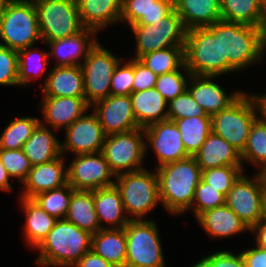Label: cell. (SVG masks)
<instances>
[{
    "label": "cell",
    "instance_id": "cell-20",
    "mask_svg": "<svg viewBox=\"0 0 266 267\" xmlns=\"http://www.w3.org/2000/svg\"><path fill=\"white\" fill-rule=\"evenodd\" d=\"M64 154L42 164L33 165L23 182L24 188L21 197L32 199L39 193L53 190L67 183V167L64 164Z\"/></svg>",
    "mask_w": 266,
    "mask_h": 267
},
{
    "label": "cell",
    "instance_id": "cell-48",
    "mask_svg": "<svg viewBox=\"0 0 266 267\" xmlns=\"http://www.w3.org/2000/svg\"><path fill=\"white\" fill-rule=\"evenodd\" d=\"M192 267H245L241 252L233 254L230 251H218L211 253L199 260Z\"/></svg>",
    "mask_w": 266,
    "mask_h": 267
},
{
    "label": "cell",
    "instance_id": "cell-37",
    "mask_svg": "<svg viewBox=\"0 0 266 267\" xmlns=\"http://www.w3.org/2000/svg\"><path fill=\"white\" fill-rule=\"evenodd\" d=\"M185 46L164 48L142 55L139 60L157 76L178 70L184 63Z\"/></svg>",
    "mask_w": 266,
    "mask_h": 267
},
{
    "label": "cell",
    "instance_id": "cell-4",
    "mask_svg": "<svg viewBox=\"0 0 266 267\" xmlns=\"http://www.w3.org/2000/svg\"><path fill=\"white\" fill-rule=\"evenodd\" d=\"M184 58L191 75L222 74L221 20L211 26L187 30Z\"/></svg>",
    "mask_w": 266,
    "mask_h": 267
},
{
    "label": "cell",
    "instance_id": "cell-40",
    "mask_svg": "<svg viewBox=\"0 0 266 267\" xmlns=\"http://www.w3.org/2000/svg\"><path fill=\"white\" fill-rule=\"evenodd\" d=\"M73 190L74 188L66 183L53 190L39 193L32 200L55 219H65Z\"/></svg>",
    "mask_w": 266,
    "mask_h": 267
},
{
    "label": "cell",
    "instance_id": "cell-33",
    "mask_svg": "<svg viewBox=\"0 0 266 267\" xmlns=\"http://www.w3.org/2000/svg\"><path fill=\"white\" fill-rule=\"evenodd\" d=\"M20 201L26 216V224L23 228L26 244L35 249L54 227L57 219L49 215L32 199L20 197Z\"/></svg>",
    "mask_w": 266,
    "mask_h": 267
},
{
    "label": "cell",
    "instance_id": "cell-24",
    "mask_svg": "<svg viewBox=\"0 0 266 267\" xmlns=\"http://www.w3.org/2000/svg\"><path fill=\"white\" fill-rule=\"evenodd\" d=\"M82 25L99 32L108 24L120 22L122 0H77Z\"/></svg>",
    "mask_w": 266,
    "mask_h": 267
},
{
    "label": "cell",
    "instance_id": "cell-14",
    "mask_svg": "<svg viewBox=\"0 0 266 267\" xmlns=\"http://www.w3.org/2000/svg\"><path fill=\"white\" fill-rule=\"evenodd\" d=\"M67 167V183L74 190L94 191L114 185L116 177L102 152L75 155Z\"/></svg>",
    "mask_w": 266,
    "mask_h": 267
},
{
    "label": "cell",
    "instance_id": "cell-5",
    "mask_svg": "<svg viewBox=\"0 0 266 267\" xmlns=\"http://www.w3.org/2000/svg\"><path fill=\"white\" fill-rule=\"evenodd\" d=\"M0 39V45L16 51L42 40L34 2L6 0L0 18Z\"/></svg>",
    "mask_w": 266,
    "mask_h": 267
},
{
    "label": "cell",
    "instance_id": "cell-45",
    "mask_svg": "<svg viewBox=\"0 0 266 267\" xmlns=\"http://www.w3.org/2000/svg\"><path fill=\"white\" fill-rule=\"evenodd\" d=\"M168 120L190 118L193 116H209L186 90L175 99L168 102Z\"/></svg>",
    "mask_w": 266,
    "mask_h": 267
},
{
    "label": "cell",
    "instance_id": "cell-39",
    "mask_svg": "<svg viewBox=\"0 0 266 267\" xmlns=\"http://www.w3.org/2000/svg\"><path fill=\"white\" fill-rule=\"evenodd\" d=\"M39 123V119L29 116L10 121L0 136V149H22Z\"/></svg>",
    "mask_w": 266,
    "mask_h": 267
},
{
    "label": "cell",
    "instance_id": "cell-18",
    "mask_svg": "<svg viewBox=\"0 0 266 267\" xmlns=\"http://www.w3.org/2000/svg\"><path fill=\"white\" fill-rule=\"evenodd\" d=\"M96 33L97 31L94 29L84 28L73 36L46 42L45 44L51 48V52H48L49 58L58 59L55 66H81V59L84 61L89 51L98 42L94 38Z\"/></svg>",
    "mask_w": 266,
    "mask_h": 267
},
{
    "label": "cell",
    "instance_id": "cell-9",
    "mask_svg": "<svg viewBox=\"0 0 266 267\" xmlns=\"http://www.w3.org/2000/svg\"><path fill=\"white\" fill-rule=\"evenodd\" d=\"M34 4L44 44L73 36L85 28L80 20L77 0H36Z\"/></svg>",
    "mask_w": 266,
    "mask_h": 267
},
{
    "label": "cell",
    "instance_id": "cell-35",
    "mask_svg": "<svg viewBox=\"0 0 266 267\" xmlns=\"http://www.w3.org/2000/svg\"><path fill=\"white\" fill-rule=\"evenodd\" d=\"M174 121L177 125L183 145L190 156H194L212 132L211 116H193Z\"/></svg>",
    "mask_w": 266,
    "mask_h": 267
},
{
    "label": "cell",
    "instance_id": "cell-31",
    "mask_svg": "<svg viewBox=\"0 0 266 267\" xmlns=\"http://www.w3.org/2000/svg\"><path fill=\"white\" fill-rule=\"evenodd\" d=\"M22 150L32 166L50 162L62 155L58 138L49 127L41 123L36 126L30 138L23 144Z\"/></svg>",
    "mask_w": 266,
    "mask_h": 267
},
{
    "label": "cell",
    "instance_id": "cell-17",
    "mask_svg": "<svg viewBox=\"0 0 266 267\" xmlns=\"http://www.w3.org/2000/svg\"><path fill=\"white\" fill-rule=\"evenodd\" d=\"M93 112L106 135L140 128L133 112L130 96L110 95L95 102Z\"/></svg>",
    "mask_w": 266,
    "mask_h": 267
},
{
    "label": "cell",
    "instance_id": "cell-53",
    "mask_svg": "<svg viewBox=\"0 0 266 267\" xmlns=\"http://www.w3.org/2000/svg\"><path fill=\"white\" fill-rule=\"evenodd\" d=\"M10 175L6 171V168L2 165V161L0 159V190L9 192L12 191V186L9 181Z\"/></svg>",
    "mask_w": 266,
    "mask_h": 267
},
{
    "label": "cell",
    "instance_id": "cell-38",
    "mask_svg": "<svg viewBox=\"0 0 266 267\" xmlns=\"http://www.w3.org/2000/svg\"><path fill=\"white\" fill-rule=\"evenodd\" d=\"M241 160L258 167L259 172L266 173V120L260 115L254 121Z\"/></svg>",
    "mask_w": 266,
    "mask_h": 267
},
{
    "label": "cell",
    "instance_id": "cell-27",
    "mask_svg": "<svg viewBox=\"0 0 266 267\" xmlns=\"http://www.w3.org/2000/svg\"><path fill=\"white\" fill-rule=\"evenodd\" d=\"M174 9L170 0H122L120 22L152 25Z\"/></svg>",
    "mask_w": 266,
    "mask_h": 267
},
{
    "label": "cell",
    "instance_id": "cell-13",
    "mask_svg": "<svg viewBox=\"0 0 266 267\" xmlns=\"http://www.w3.org/2000/svg\"><path fill=\"white\" fill-rule=\"evenodd\" d=\"M121 59L99 42L89 51L81 64L84 76L85 101L91 107L110 96L112 75Z\"/></svg>",
    "mask_w": 266,
    "mask_h": 267
},
{
    "label": "cell",
    "instance_id": "cell-15",
    "mask_svg": "<svg viewBox=\"0 0 266 267\" xmlns=\"http://www.w3.org/2000/svg\"><path fill=\"white\" fill-rule=\"evenodd\" d=\"M86 112L69 127L65 128V141L61 142V153L75 155L99 153L103 150L106 134L94 112ZM65 151V152H64Z\"/></svg>",
    "mask_w": 266,
    "mask_h": 267
},
{
    "label": "cell",
    "instance_id": "cell-42",
    "mask_svg": "<svg viewBox=\"0 0 266 267\" xmlns=\"http://www.w3.org/2000/svg\"><path fill=\"white\" fill-rule=\"evenodd\" d=\"M180 69L186 74H182ZM190 77L191 73L184 63L178 70L159 75L154 88L169 102L187 90Z\"/></svg>",
    "mask_w": 266,
    "mask_h": 267
},
{
    "label": "cell",
    "instance_id": "cell-44",
    "mask_svg": "<svg viewBox=\"0 0 266 267\" xmlns=\"http://www.w3.org/2000/svg\"><path fill=\"white\" fill-rule=\"evenodd\" d=\"M0 159L11 179L17 178L20 183L25 181L32 165L22 149H0Z\"/></svg>",
    "mask_w": 266,
    "mask_h": 267
},
{
    "label": "cell",
    "instance_id": "cell-2",
    "mask_svg": "<svg viewBox=\"0 0 266 267\" xmlns=\"http://www.w3.org/2000/svg\"><path fill=\"white\" fill-rule=\"evenodd\" d=\"M201 172L194 156L156 168L160 202L167 211L179 215L191 208Z\"/></svg>",
    "mask_w": 266,
    "mask_h": 267
},
{
    "label": "cell",
    "instance_id": "cell-49",
    "mask_svg": "<svg viewBox=\"0 0 266 267\" xmlns=\"http://www.w3.org/2000/svg\"><path fill=\"white\" fill-rule=\"evenodd\" d=\"M133 93L155 87L157 75L148 69L139 59H133Z\"/></svg>",
    "mask_w": 266,
    "mask_h": 267
},
{
    "label": "cell",
    "instance_id": "cell-34",
    "mask_svg": "<svg viewBox=\"0 0 266 267\" xmlns=\"http://www.w3.org/2000/svg\"><path fill=\"white\" fill-rule=\"evenodd\" d=\"M65 219L91 234L101 230L95 210L94 191L73 190Z\"/></svg>",
    "mask_w": 266,
    "mask_h": 267
},
{
    "label": "cell",
    "instance_id": "cell-32",
    "mask_svg": "<svg viewBox=\"0 0 266 267\" xmlns=\"http://www.w3.org/2000/svg\"><path fill=\"white\" fill-rule=\"evenodd\" d=\"M91 250L114 267H125V229L103 228L97 233L92 234Z\"/></svg>",
    "mask_w": 266,
    "mask_h": 267
},
{
    "label": "cell",
    "instance_id": "cell-36",
    "mask_svg": "<svg viewBox=\"0 0 266 267\" xmlns=\"http://www.w3.org/2000/svg\"><path fill=\"white\" fill-rule=\"evenodd\" d=\"M32 48L34 45L18 51V86H26L30 81L42 76L50 64L48 52H37Z\"/></svg>",
    "mask_w": 266,
    "mask_h": 267
},
{
    "label": "cell",
    "instance_id": "cell-50",
    "mask_svg": "<svg viewBox=\"0 0 266 267\" xmlns=\"http://www.w3.org/2000/svg\"><path fill=\"white\" fill-rule=\"evenodd\" d=\"M245 267H266V250L260 247L249 248L241 252Z\"/></svg>",
    "mask_w": 266,
    "mask_h": 267
},
{
    "label": "cell",
    "instance_id": "cell-52",
    "mask_svg": "<svg viewBox=\"0 0 266 267\" xmlns=\"http://www.w3.org/2000/svg\"><path fill=\"white\" fill-rule=\"evenodd\" d=\"M250 231L256 233V246L266 250V221L264 219L260 220Z\"/></svg>",
    "mask_w": 266,
    "mask_h": 267
},
{
    "label": "cell",
    "instance_id": "cell-6",
    "mask_svg": "<svg viewBox=\"0 0 266 267\" xmlns=\"http://www.w3.org/2000/svg\"><path fill=\"white\" fill-rule=\"evenodd\" d=\"M258 115L259 109L253 94L242 91L226 109L211 116L212 132L242 153Z\"/></svg>",
    "mask_w": 266,
    "mask_h": 267
},
{
    "label": "cell",
    "instance_id": "cell-56",
    "mask_svg": "<svg viewBox=\"0 0 266 267\" xmlns=\"http://www.w3.org/2000/svg\"><path fill=\"white\" fill-rule=\"evenodd\" d=\"M263 219L266 221V195L264 198V217H263Z\"/></svg>",
    "mask_w": 266,
    "mask_h": 267
},
{
    "label": "cell",
    "instance_id": "cell-16",
    "mask_svg": "<svg viewBox=\"0 0 266 267\" xmlns=\"http://www.w3.org/2000/svg\"><path fill=\"white\" fill-rule=\"evenodd\" d=\"M144 132L146 151L150 145L157 157L156 168L190 156L186 152L179 129L174 121L165 120L154 123L144 128Z\"/></svg>",
    "mask_w": 266,
    "mask_h": 267
},
{
    "label": "cell",
    "instance_id": "cell-1",
    "mask_svg": "<svg viewBox=\"0 0 266 267\" xmlns=\"http://www.w3.org/2000/svg\"><path fill=\"white\" fill-rule=\"evenodd\" d=\"M92 234L66 219H59L35 248L40 252L35 263L48 267H73L89 250Z\"/></svg>",
    "mask_w": 266,
    "mask_h": 267
},
{
    "label": "cell",
    "instance_id": "cell-22",
    "mask_svg": "<svg viewBox=\"0 0 266 267\" xmlns=\"http://www.w3.org/2000/svg\"><path fill=\"white\" fill-rule=\"evenodd\" d=\"M42 85L43 97H85L81 66H54Z\"/></svg>",
    "mask_w": 266,
    "mask_h": 267
},
{
    "label": "cell",
    "instance_id": "cell-41",
    "mask_svg": "<svg viewBox=\"0 0 266 267\" xmlns=\"http://www.w3.org/2000/svg\"><path fill=\"white\" fill-rule=\"evenodd\" d=\"M243 170V166L209 168L201 172V180L214 189H218L226 197Z\"/></svg>",
    "mask_w": 266,
    "mask_h": 267
},
{
    "label": "cell",
    "instance_id": "cell-11",
    "mask_svg": "<svg viewBox=\"0 0 266 267\" xmlns=\"http://www.w3.org/2000/svg\"><path fill=\"white\" fill-rule=\"evenodd\" d=\"M266 173L257 172L252 178L243 173L225 197V204L251 229L264 217Z\"/></svg>",
    "mask_w": 266,
    "mask_h": 267
},
{
    "label": "cell",
    "instance_id": "cell-54",
    "mask_svg": "<svg viewBox=\"0 0 266 267\" xmlns=\"http://www.w3.org/2000/svg\"><path fill=\"white\" fill-rule=\"evenodd\" d=\"M256 102H257V105H258V109H259V115L264 119L266 120V93L265 94H261V95H258V94H255V93H252Z\"/></svg>",
    "mask_w": 266,
    "mask_h": 267
},
{
    "label": "cell",
    "instance_id": "cell-7",
    "mask_svg": "<svg viewBox=\"0 0 266 267\" xmlns=\"http://www.w3.org/2000/svg\"><path fill=\"white\" fill-rule=\"evenodd\" d=\"M114 185L119 190L125 212L131 220H144L160 201L159 181L156 171L141 169L116 175Z\"/></svg>",
    "mask_w": 266,
    "mask_h": 267
},
{
    "label": "cell",
    "instance_id": "cell-51",
    "mask_svg": "<svg viewBox=\"0 0 266 267\" xmlns=\"http://www.w3.org/2000/svg\"><path fill=\"white\" fill-rule=\"evenodd\" d=\"M73 267H114L94 251L89 250Z\"/></svg>",
    "mask_w": 266,
    "mask_h": 267
},
{
    "label": "cell",
    "instance_id": "cell-47",
    "mask_svg": "<svg viewBox=\"0 0 266 267\" xmlns=\"http://www.w3.org/2000/svg\"><path fill=\"white\" fill-rule=\"evenodd\" d=\"M0 85L18 86V51L0 45Z\"/></svg>",
    "mask_w": 266,
    "mask_h": 267
},
{
    "label": "cell",
    "instance_id": "cell-10",
    "mask_svg": "<svg viewBox=\"0 0 266 267\" xmlns=\"http://www.w3.org/2000/svg\"><path fill=\"white\" fill-rule=\"evenodd\" d=\"M129 28L136 38L137 59L156 50L185 46L187 29L175 8L152 25L133 24Z\"/></svg>",
    "mask_w": 266,
    "mask_h": 267
},
{
    "label": "cell",
    "instance_id": "cell-3",
    "mask_svg": "<svg viewBox=\"0 0 266 267\" xmlns=\"http://www.w3.org/2000/svg\"><path fill=\"white\" fill-rule=\"evenodd\" d=\"M221 47L222 74L246 69L265 54L266 30L221 19Z\"/></svg>",
    "mask_w": 266,
    "mask_h": 267
},
{
    "label": "cell",
    "instance_id": "cell-12",
    "mask_svg": "<svg viewBox=\"0 0 266 267\" xmlns=\"http://www.w3.org/2000/svg\"><path fill=\"white\" fill-rule=\"evenodd\" d=\"M143 136V128L106 135L102 153L115 175L144 169L146 142Z\"/></svg>",
    "mask_w": 266,
    "mask_h": 267
},
{
    "label": "cell",
    "instance_id": "cell-23",
    "mask_svg": "<svg viewBox=\"0 0 266 267\" xmlns=\"http://www.w3.org/2000/svg\"><path fill=\"white\" fill-rule=\"evenodd\" d=\"M194 157L201 171L221 166H243L241 153L214 132L209 134Z\"/></svg>",
    "mask_w": 266,
    "mask_h": 267
},
{
    "label": "cell",
    "instance_id": "cell-25",
    "mask_svg": "<svg viewBox=\"0 0 266 267\" xmlns=\"http://www.w3.org/2000/svg\"><path fill=\"white\" fill-rule=\"evenodd\" d=\"M94 201L97 219L102 229H123L131 220L130 215L124 216L123 201L115 185L94 190ZM103 222L110 227L104 226Z\"/></svg>",
    "mask_w": 266,
    "mask_h": 267
},
{
    "label": "cell",
    "instance_id": "cell-19",
    "mask_svg": "<svg viewBox=\"0 0 266 267\" xmlns=\"http://www.w3.org/2000/svg\"><path fill=\"white\" fill-rule=\"evenodd\" d=\"M40 104L44 116L40 123L56 131L69 127L90 109L85 97H43Z\"/></svg>",
    "mask_w": 266,
    "mask_h": 267
},
{
    "label": "cell",
    "instance_id": "cell-28",
    "mask_svg": "<svg viewBox=\"0 0 266 267\" xmlns=\"http://www.w3.org/2000/svg\"><path fill=\"white\" fill-rule=\"evenodd\" d=\"M130 99L140 128L168 120V102L155 88L131 93Z\"/></svg>",
    "mask_w": 266,
    "mask_h": 267
},
{
    "label": "cell",
    "instance_id": "cell-8",
    "mask_svg": "<svg viewBox=\"0 0 266 267\" xmlns=\"http://www.w3.org/2000/svg\"><path fill=\"white\" fill-rule=\"evenodd\" d=\"M126 233L125 267H166L154 220H130Z\"/></svg>",
    "mask_w": 266,
    "mask_h": 267
},
{
    "label": "cell",
    "instance_id": "cell-43",
    "mask_svg": "<svg viewBox=\"0 0 266 267\" xmlns=\"http://www.w3.org/2000/svg\"><path fill=\"white\" fill-rule=\"evenodd\" d=\"M225 205V196L212 186L200 180L194 192L191 210L197 218L201 213Z\"/></svg>",
    "mask_w": 266,
    "mask_h": 267
},
{
    "label": "cell",
    "instance_id": "cell-30",
    "mask_svg": "<svg viewBox=\"0 0 266 267\" xmlns=\"http://www.w3.org/2000/svg\"><path fill=\"white\" fill-rule=\"evenodd\" d=\"M174 8L187 30L221 20L220 0H176Z\"/></svg>",
    "mask_w": 266,
    "mask_h": 267
},
{
    "label": "cell",
    "instance_id": "cell-26",
    "mask_svg": "<svg viewBox=\"0 0 266 267\" xmlns=\"http://www.w3.org/2000/svg\"><path fill=\"white\" fill-rule=\"evenodd\" d=\"M197 221L212 238H227L250 231L248 226L225 204L201 213Z\"/></svg>",
    "mask_w": 266,
    "mask_h": 267
},
{
    "label": "cell",
    "instance_id": "cell-29",
    "mask_svg": "<svg viewBox=\"0 0 266 267\" xmlns=\"http://www.w3.org/2000/svg\"><path fill=\"white\" fill-rule=\"evenodd\" d=\"M221 19L266 30V0H220Z\"/></svg>",
    "mask_w": 266,
    "mask_h": 267
},
{
    "label": "cell",
    "instance_id": "cell-55",
    "mask_svg": "<svg viewBox=\"0 0 266 267\" xmlns=\"http://www.w3.org/2000/svg\"><path fill=\"white\" fill-rule=\"evenodd\" d=\"M5 2L6 0H0V18H1L2 9H3Z\"/></svg>",
    "mask_w": 266,
    "mask_h": 267
},
{
    "label": "cell",
    "instance_id": "cell-46",
    "mask_svg": "<svg viewBox=\"0 0 266 267\" xmlns=\"http://www.w3.org/2000/svg\"><path fill=\"white\" fill-rule=\"evenodd\" d=\"M121 61L117 64L112 75L110 95L130 96L133 93V59H130L123 66Z\"/></svg>",
    "mask_w": 266,
    "mask_h": 267
},
{
    "label": "cell",
    "instance_id": "cell-21",
    "mask_svg": "<svg viewBox=\"0 0 266 267\" xmlns=\"http://www.w3.org/2000/svg\"><path fill=\"white\" fill-rule=\"evenodd\" d=\"M214 78L217 76L191 75L187 86L193 99L209 116L226 109L242 93L237 91L227 95L218 83L212 81Z\"/></svg>",
    "mask_w": 266,
    "mask_h": 267
}]
</instances>
